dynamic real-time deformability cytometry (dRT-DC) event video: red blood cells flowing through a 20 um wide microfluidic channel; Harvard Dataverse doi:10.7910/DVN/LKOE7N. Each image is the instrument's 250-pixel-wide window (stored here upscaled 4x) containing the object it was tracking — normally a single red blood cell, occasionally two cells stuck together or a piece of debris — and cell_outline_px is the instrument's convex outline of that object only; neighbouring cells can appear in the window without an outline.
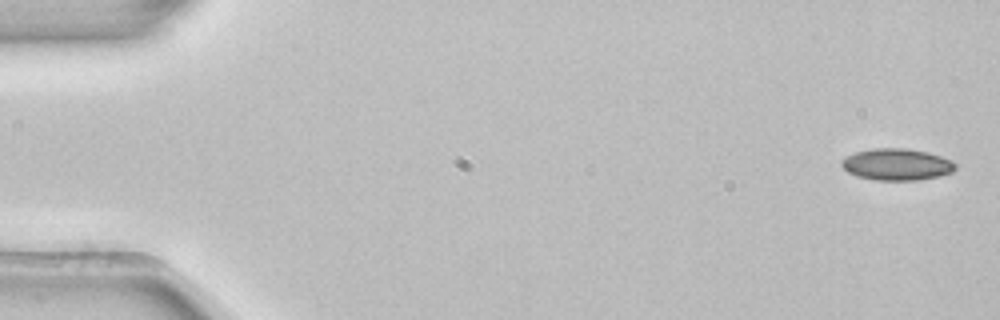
{"species": "common noctule bat (a hibernating species)", "species_latin": "Nyctalus noctula", "temperature_condition": "room temperature", "stored_images_in_passage": 5, "camera_frame_rate_fps": 3000, "um_per_image_px": 0.085, "animal": {"sex": "female", "body_mass_g": 22.7, "forearm_length_mm": 54.2}, "frame": {"image": 1, "passage_image": 1, "time_ms": 0.0, "image_size_px": [1000, 320], "cell_outline_px": [[956, 168], [952, 172], [940, 176], [920, 180], [876, 180], [856, 176], [848, 172], [840, 164], [840, 160], [856, 152], [872, 148], [908, 148], [928, 152], [952, 160], [956, 164]], "centroid_in_image_um": [76.24, 13.97], "position_along_channel_um": 8.8, "area_um2": 21.15}}
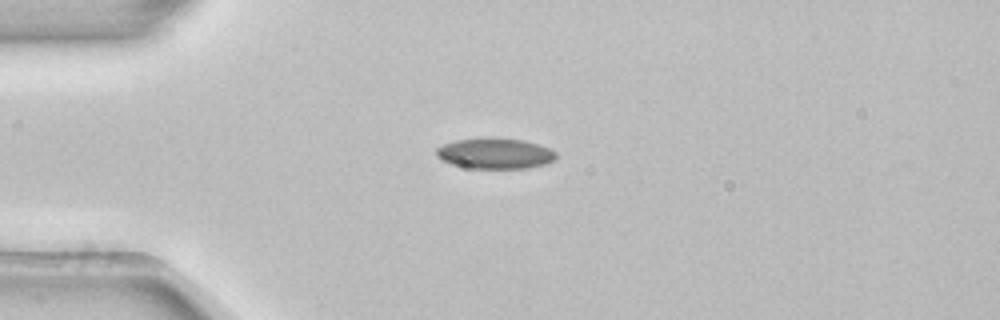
{"frame": {"image": 2, "passage_image": 4, "time_ms": 1.0, "image_size_px": [1000, 320], "cell_outline_px": [[556, 160], [544, 164], [528, 168], [468, 168], [452, 164], [440, 160], [436, 156], [436, 148], [444, 144], [456, 140], [524, 140], [540, 144], [556, 152]], "centroid_in_image_um": [42.09, 13.08], "position_along_channel_um": 42.9, "area_um2": 20.81}}